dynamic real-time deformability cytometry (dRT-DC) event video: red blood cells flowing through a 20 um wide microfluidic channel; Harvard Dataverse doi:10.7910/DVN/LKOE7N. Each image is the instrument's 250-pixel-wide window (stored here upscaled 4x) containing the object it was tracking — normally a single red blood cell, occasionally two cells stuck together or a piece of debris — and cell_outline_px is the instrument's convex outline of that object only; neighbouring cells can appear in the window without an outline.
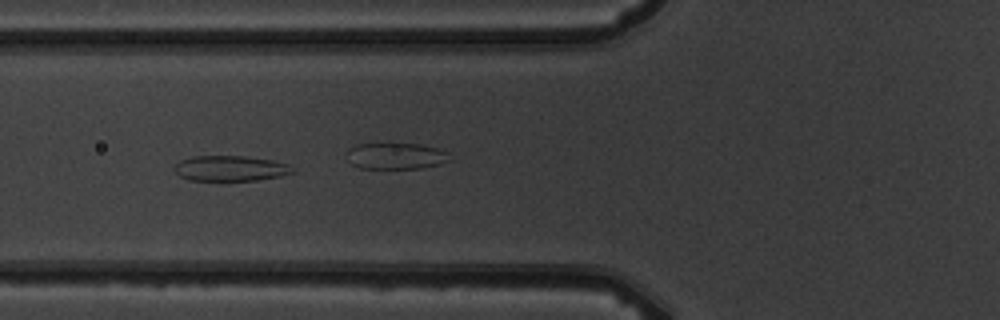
{"species": "common noctule bat (a hibernating species)", "species_latin": "Nyctalus noctula", "temperature_condition": "warm", "stored_images_in_passage": 16, "camera_frame_rate_fps": 3000, "um_per_image_px": 0.085, "animal": {"sex": "male", "body_mass_g": 19.5, "forearm_length_mm": 54.6}, "frame": {"image": 1, "passage_image": 7, "time_ms": 6.667, "image_size_px": [1000, 320], "cell_outline_px": [[296, 172], [280, 176], [256, 180], [188, 180], [180, 176], [172, 168], [180, 160], [192, 156], [244, 156], [272, 160], [288, 164]], "centroid_in_image_um": [19.56, 14.31], "position_along_channel_um": 106.2, "area_um2": 17.46}}
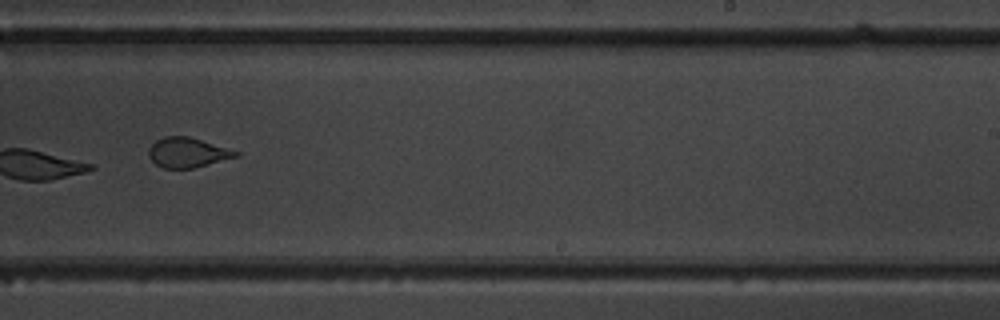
{"frame": {"image": 2, "passage_image": 11, "time_ms": 11.333, "image_size_px": [1000, 320], "cell_outline_px": [[240, 156], [192, 168], [164, 168], [156, 164], [148, 156], [148, 148], [156, 140], [164, 136], [188, 136], [240, 152]], "centroid_in_image_um": [15.92, 12.96], "position_along_channel_um": 273.1, "area_um2": 15.03}}
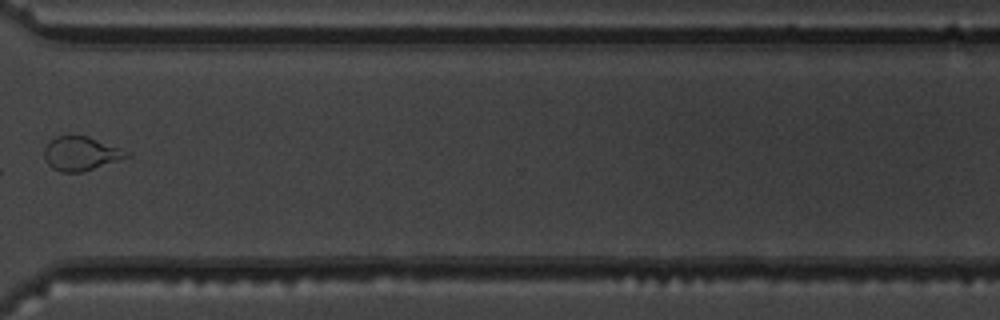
{"frame": {"image": 3, "passage_image": 13, "time_ms": 13.667, "image_size_px": [1000, 320], "cell_outline_px": [[132, 156], [84, 172], [60, 172], [52, 168], [48, 164], [44, 156], [44, 148], [48, 140], [56, 136], [88, 136], [120, 148], [128, 152]], "centroid_in_image_um": [6.86, 13.06], "position_along_channel_um": 363.7, "area_um2": 16.42}, "authors_computed_cell_mechanics": {"area_um2": 25.4031, "velocity_mm_per_s": 3.8605, "shape_relaxation_time_tau1_ms": 8.0349, "shape_relaxation_time_tau2_ms": null, "deformation_change_tau1": 0.3159, "deformation_change_tau2": null}}